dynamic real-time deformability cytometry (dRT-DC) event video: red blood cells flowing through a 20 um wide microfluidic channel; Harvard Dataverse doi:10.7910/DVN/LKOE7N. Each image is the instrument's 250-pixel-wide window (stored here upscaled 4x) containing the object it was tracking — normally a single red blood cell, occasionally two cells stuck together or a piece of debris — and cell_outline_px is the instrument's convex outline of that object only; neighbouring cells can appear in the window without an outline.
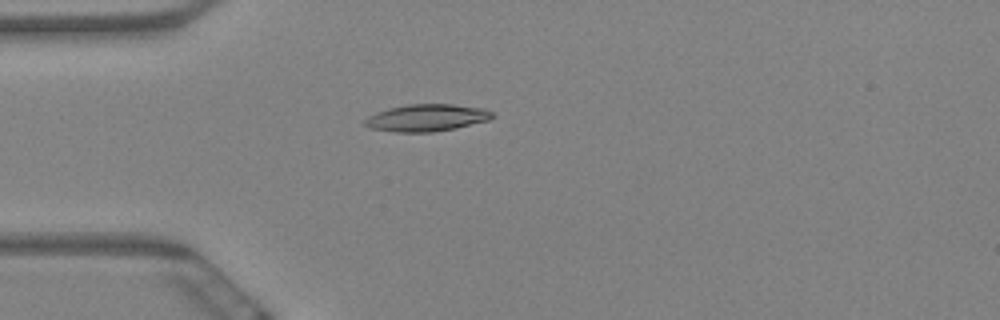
{"species": "Egyptian fruit bat (a non-hibernating species)", "species_latin": "Rousettus aegyptiacus", "temperature_condition": "warm", "stored_images_in_passage": 5, "camera_frame_rate_fps": 3000, "um_per_image_px": 0.085, "animal": {"sex": "female"}, "frame": {"image": 1, "passage_image": 5, "time_ms": 1.333, "image_size_px": [1000, 320], "cell_outline_px": [[496, 116], [488, 120], [456, 128], [432, 132], [396, 132], [368, 128], [364, 124], [364, 120], [368, 116], [376, 112], [388, 108], [408, 104], [452, 104], [484, 108], [492, 112]], "centroid_in_image_um": [36.25, 10.01], "position_along_channel_um": 48.7, "area_um2": 20.23}}